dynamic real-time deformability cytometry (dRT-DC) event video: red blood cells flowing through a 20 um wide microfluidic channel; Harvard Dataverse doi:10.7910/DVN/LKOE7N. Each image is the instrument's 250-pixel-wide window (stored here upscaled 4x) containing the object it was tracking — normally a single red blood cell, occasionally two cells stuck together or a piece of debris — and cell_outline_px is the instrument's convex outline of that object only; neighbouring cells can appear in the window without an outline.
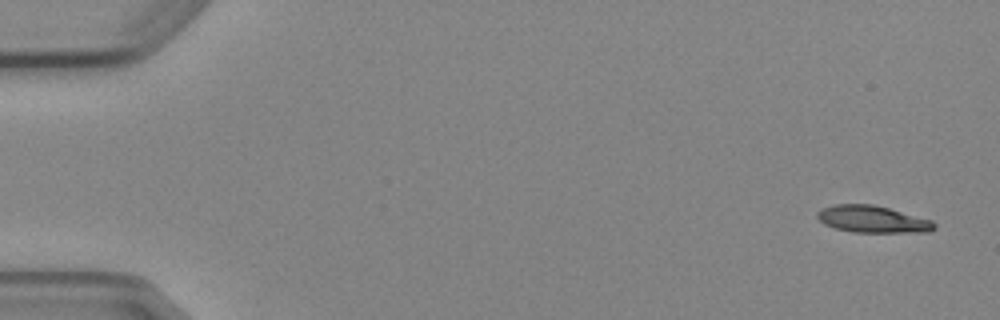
{"species": "Egyptian fruit bat (a non-hibernating species)", "species_latin": "Rousettus aegyptiacus", "temperature_condition": "cold", "stored_images_in_passage": 6, "segment_of_instrument_passage": [2, 2], "camera_frame_rate_fps": 3000, "um_per_image_px": 0.085, "animal": {"sex": "female"}, "frame": {"image": 1, "passage_image": 6, "time_ms": 6.0, "image_size_px": [1000, 320], "cell_outline_px": [[936, 228], [928, 232], [852, 232], [836, 228], [824, 224], [816, 216], [816, 212], [832, 204], [872, 204], [888, 208], [932, 220], [936, 224]], "centroid_in_image_um": [74.16, 18.63], "position_along_channel_um": 10.8, "area_um2": 18.32}}